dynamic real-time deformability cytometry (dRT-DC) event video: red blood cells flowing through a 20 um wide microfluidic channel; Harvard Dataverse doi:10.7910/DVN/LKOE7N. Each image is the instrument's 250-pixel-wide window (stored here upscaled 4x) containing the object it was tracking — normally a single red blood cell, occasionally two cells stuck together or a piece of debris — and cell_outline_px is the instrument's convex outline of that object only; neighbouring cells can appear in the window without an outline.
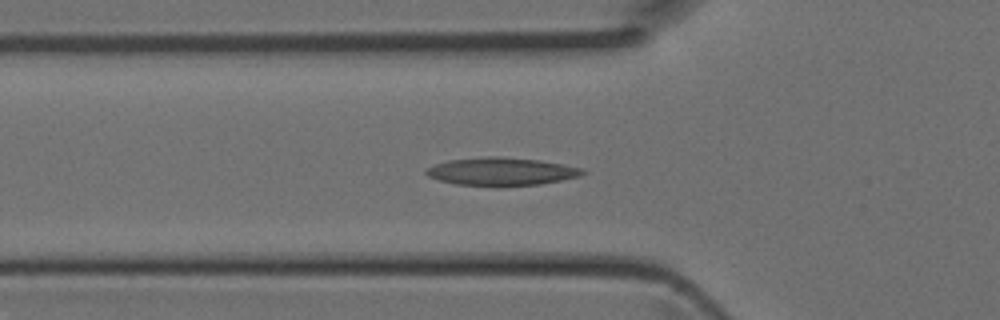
{"species": "Egyptian fruit bat (a non-hibernating species)", "species_latin": "Rousettus aegyptiacus", "temperature_condition": "room temperature", "stored_images_in_passage": 29, "camera_frame_rate_fps": 3000, "um_per_image_px": 0.085, "animal": {"sex": "female"}, "frame": {"image": 1, "passage_image": 3, "time_ms": 0.667, "image_size_px": [1000, 320], "cell_outline_px": [[588, 172], [580, 176], [540, 184], [456, 184], [440, 180], [428, 176], [424, 172], [424, 168], [448, 160], [492, 156], [500, 156], [540, 160], [580, 168]], "centroid_in_image_um": [42.59, 14.54], "position_along_channel_um": 83.2, "area_um2": 24.68}}
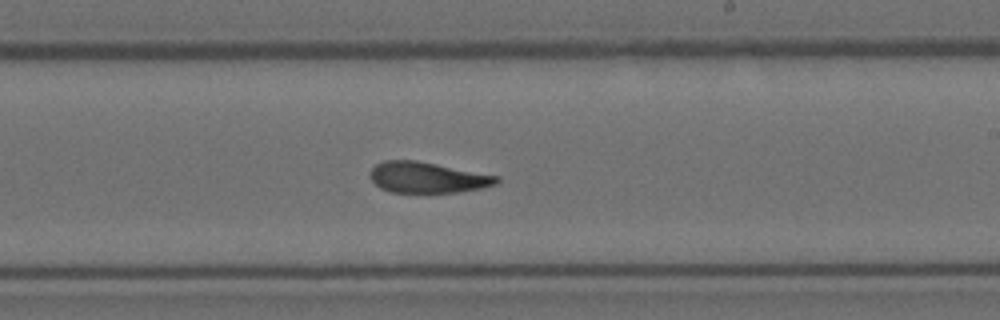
{"frame": {"image": 2, "passage_image": 14, "time_ms": 4.333, "image_size_px": [1000, 320], "cell_outline_px": [[500, 180], [496, 184], [480, 188], [456, 192], [392, 192], [380, 188], [368, 176], [368, 172], [376, 164], [384, 160], [416, 160], [500, 176]], "centroid_in_image_um": [36.3, 15.07], "position_along_channel_um": 252.7, "area_um2": 22.72}}
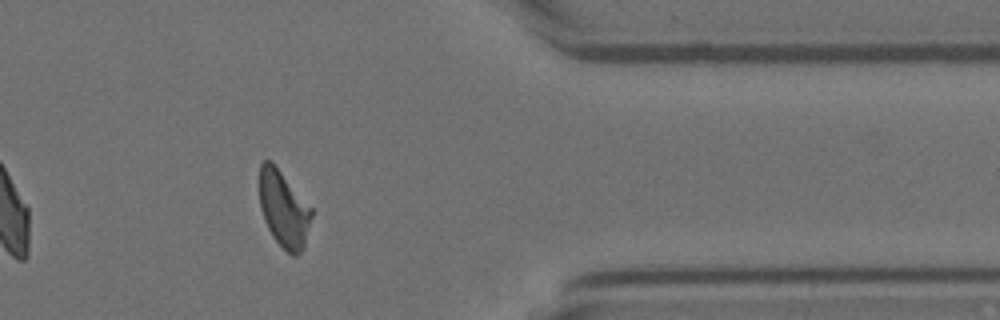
{"frame": {"image": 3, "passage_image": 24, "time_ms": 7.667, "image_size_px": [1000, 320], "cell_outline_px": [[312, 216], [304, 248], [296, 256], [292, 256], [272, 236], [264, 220], [260, 208], [256, 180], [260, 164], [264, 160], [268, 160], [280, 172], [312, 208]], "centroid_in_image_um": [24.06, 17.76], "position_along_channel_um": 387.3, "area_um2": 23.29}}